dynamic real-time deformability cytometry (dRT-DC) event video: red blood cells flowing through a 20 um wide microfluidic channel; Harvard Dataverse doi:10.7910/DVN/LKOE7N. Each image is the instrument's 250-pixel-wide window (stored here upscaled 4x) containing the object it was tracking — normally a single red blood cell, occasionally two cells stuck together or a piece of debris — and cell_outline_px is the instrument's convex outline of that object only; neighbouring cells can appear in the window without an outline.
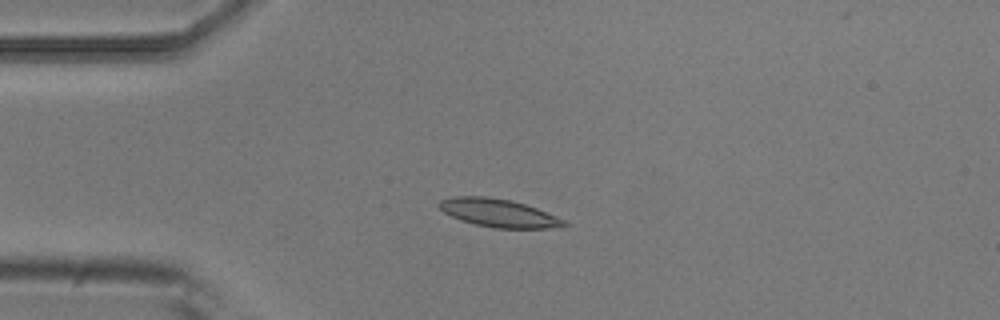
{"species": "common noctule bat (a hibernating species)", "species_latin": "Nyctalus noctula", "temperature_condition": "room temperature", "stored_images_in_passage": 7, "camera_frame_rate_fps": 3000, "um_per_image_px": 0.085, "animal": {"sex": "male", "body_mass_g": 20.5, "forearm_length_mm": 52.5}, "frame": {"image": 1, "passage_image": 4, "time_ms": 1.0, "image_size_px": [1000, 320], "cell_outline_px": [[572, 224], [548, 228], [492, 228], [460, 220], [444, 212], [436, 204], [440, 200], [456, 196], [484, 196], [512, 200], [536, 208], [564, 220]], "centroid_in_image_um": [42.35, 18.1], "position_along_channel_um": 42.6, "area_um2": 20.29}}
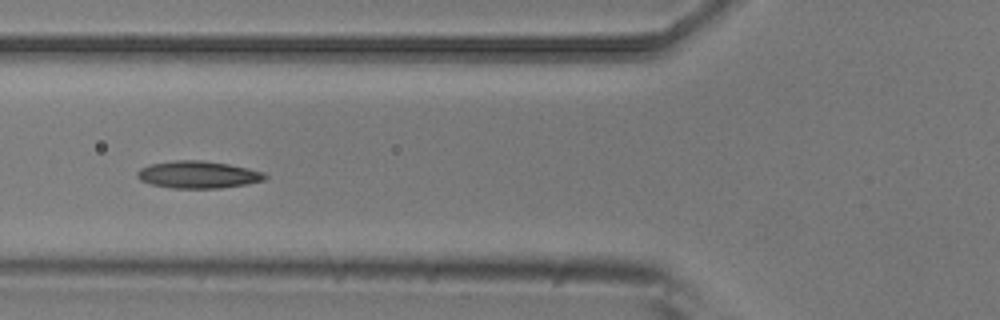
{"frame": {"image": 2, "passage_image": 6, "time_ms": 1.667, "image_size_px": [1000, 320], "cell_outline_px": [[268, 176], [264, 180], [248, 184], [220, 188], [172, 188], [152, 184], [140, 180], [136, 176], [136, 172], [140, 168], [148, 164], [176, 160], [204, 160], [228, 164], [248, 168], [264, 172]], "centroid_in_image_um": [16.83, 14.84], "position_along_channel_um": 109.0, "area_um2": 20.4}}
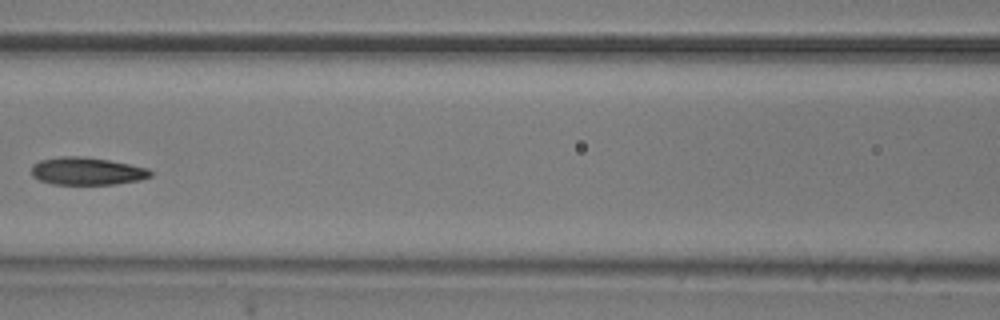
{"frame": {"image": 3, "passage_image": 7, "time_ms": 2.0, "image_size_px": [1000, 320], "cell_outline_px": [[152, 176], [140, 180], [116, 184], [52, 184], [40, 180], [32, 176], [32, 164], [40, 160], [60, 156], [80, 156], [108, 160], [148, 168], [152, 172]], "centroid_in_image_um": [7.38, 14.55], "position_along_channel_um": 159.2, "area_um2": 19.13}}